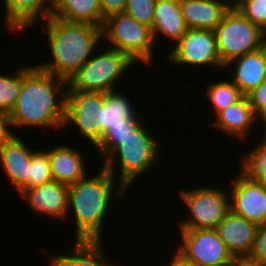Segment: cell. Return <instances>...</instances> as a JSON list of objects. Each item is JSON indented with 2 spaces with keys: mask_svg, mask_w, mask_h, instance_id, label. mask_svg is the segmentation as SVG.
I'll list each match as a JSON object with an SVG mask.
<instances>
[{
  "mask_svg": "<svg viewBox=\"0 0 266 266\" xmlns=\"http://www.w3.org/2000/svg\"><path fill=\"white\" fill-rule=\"evenodd\" d=\"M245 259L266 266V223L259 225L252 249Z\"/></svg>",
  "mask_w": 266,
  "mask_h": 266,
  "instance_id": "32",
  "label": "cell"
},
{
  "mask_svg": "<svg viewBox=\"0 0 266 266\" xmlns=\"http://www.w3.org/2000/svg\"><path fill=\"white\" fill-rule=\"evenodd\" d=\"M175 66H225L221 63L214 31L207 29H187L182 38L175 44L167 56ZM194 65V66H193Z\"/></svg>",
  "mask_w": 266,
  "mask_h": 266,
  "instance_id": "10",
  "label": "cell"
},
{
  "mask_svg": "<svg viewBox=\"0 0 266 266\" xmlns=\"http://www.w3.org/2000/svg\"><path fill=\"white\" fill-rule=\"evenodd\" d=\"M115 179V176L101 167L95 177L85 176L68 186V212L72 210L74 214L76 240L102 241L103 222L114 198L115 201L119 198L121 200L129 192L118 183L115 196Z\"/></svg>",
  "mask_w": 266,
  "mask_h": 266,
  "instance_id": "3",
  "label": "cell"
},
{
  "mask_svg": "<svg viewBox=\"0 0 266 266\" xmlns=\"http://www.w3.org/2000/svg\"><path fill=\"white\" fill-rule=\"evenodd\" d=\"M258 121L248 97L243 96L239 101L215 115L213 125L227 135L245 140L248 137L246 135L251 134L253 125Z\"/></svg>",
  "mask_w": 266,
  "mask_h": 266,
  "instance_id": "20",
  "label": "cell"
},
{
  "mask_svg": "<svg viewBox=\"0 0 266 266\" xmlns=\"http://www.w3.org/2000/svg\"><path fill=\"white\" fill-rule=\"evenodd\" d=\"M142 119H124L119 118V122L110 125L103 133V138L95 146L96 151L102 155L104 159L119 145V140L124 139L133 132L140 124Z\"/></svg>",
  "mask_w": 266,
  "mask_h": 266,
  "instance_id": "26",
  "label": "cell"
},
{
  "mask_svg": "<svg viewBox=\"0 0 266 266\" xmlns=\"http://www.w3.org/2000/svg\"><path fill=\"white\" fill-rule=\"evenodd\" d=\"M258 145V146H257ZM253 150L241 156V172L251 180L256 182H266V134L261 143L257 144Z\"/></svg>",
  "mask_w": 266,
  "mask_h": 266,
  "instance_id": "27",
  "label": "cell"
},
{
  "mask_svg": "<svg viewBox=\"0 0 266 266\" xmlns=\"http://www.w3.org/2000/svg\"><path fill=\"white\" fill-rule=\"evenodd\" d=\"M105 99L106 93L103 92L67 93L63 128L74 124L81 136L95 147L103 138V131L97 123L96 113L103 106Z\"/></svg>",
  "mask_w": 266,
  "mask_h": 266,
  "instance_id": "11",
  "label": "cell"
},
{
  "mask_svg": "<svg viewBox=\"0 0 266 266\" xmlns=\"http://www.w3.org/2000/svg\"><path fill=\"white\" fill-rule=\"evenodd\" d=\"M178 250L197 266L229 265L236 258L214 229L178 230Z\"/></svg>",
  "mask_w": 266,
  "mask_h": 266,
  "instance_id": "9",
  "label": "cell"
},
{
  "mask_svg": "<svg viewBox=\"0 0 266 266\" xmlns=\"http://www.w3.org/2000/svg\"><path fill=\"white\" fill-rule=\"evenodd\" d=\"M103 40L111 48L127 54L134 62L151 64L154 57V40L151 28L125 12L109 15L103 24Z\"/></svg>",
  "mask_w": 266,
  "mask_h": 266,
  "instance_id": "6",
  "label": "cell"
},
{
  "mask_svg": "<svg viewBox=\"0 0 266 266\" xmlns=\"http://www.w3.org/2000/svg\"><path fill=\"white\" fill-rule=\"evenodd\" d=\"M214 33L220 60L224 66L233 59L266 45V33L236 8L230 9Z\"/></svg>",
  "mask_w": 266,
  "mask_h": 266,
  "instance_id": "7",
  "label": "cell"
},
{
  "mask_svg": "<svg viewBox=\"0 0 266 266\" xmlns=\"http://www.w3.org/2000/svg\"><path fill=\"white\" fill-rule=\"evenodd\" d=\"M243 0H228L230 6L232 8H235L239 3H241Z\"/></svg>",
  "mask_w": 266,
  "mask_h": 266,
  "instance_id": "39",
  "label": "cell"
},
{
  "mask_svg": "<svg viewBox=\"0 0 266 266\" xmlns=\"http://www.w3.org/2000/svg\"><path fill=\"white\" fill-rule=\"evenodd\" d=\"M136 112L127 95L119 91H110L106 93V99L103 106L96 113L97 123L100 125L103 133L110 125L119 122V118L124 119H143Z\"/></svg>",
  "mask_w": 266,
  "mask_h": 266,
  "instance_id": "23",
  "label": "cell"
},
{
  "mask_svg": "<svg viewBox=\"0 0 266 266\" xmlns=\"http://www.w3.org/2000/svg\"><path fill=\"white\" fill-rule=\"evenodd\" d=\"M171 258L168 266H197L178 249L174 252V255Z\"/></svg>",
  "mask_w": 266,
  "mask_h": 266,
  "instance_id": "36",
  "label": "cell"
},
{
  "mask_svg": "<svg viewBox=\"0 0 266 266\" xmlns=\"http://www.w3.org/2000/svg\"><path fill=\"white\" fill-rule=\"evenodd\" d=\"M213 266H229V265H213Z\"/></svg>",
  "mask_w": 266,
  "mask_h": 266,
  "instance_id": "41",
  "label": "cell"
},
{
  "mask_svg": "<svg viewBox=\"0 0 266 266\" xmlns=\"http://www.w3.org/2000/svg\"><path fill=\"white\" fill-rule=\"evenodd\" d=\"M231 180L230 207L234 214L257 223H266V184L240 173Z\"/></svg>",
  "mask_w": 266,
  "mask_h": 266,
  "instance_id": "12",
  "label": "cell"
},
{
  "mask_svg": "<svg viewBox=\"0 0 266 266\" xmlns=\"http://www.w3.org/2000/svg\"><path fill=\"white\" fill-rule=\"evenodd\" d=\"M82 154L80 150L71 148L68 144L49 149L48 158L53 180L69 186L84 178L87 172Z\"/></svg>",
  "mask_w": 266,
  "mask_h": 266,
  "instance_id": "19",
  "label": "cell"
},
{
  "mask_svg": "<svg viewBox=\"0 0 266 266\" xmlns=\"http://www.w3.org/2000/svg\"><path fill=\"white\" fill-rule=\"evenodd\" d=\"M67 92L66 79L43 71L36 64L23 66L20 94L9 113L11 127L61 130L66 117Z\"/></svg>",
  "mask_w": 266,
  "mask_h": 266,
  "instance_id": "1",
  "label": "cell"
},
{
  "mask_svg": "<svg viewBox=\"0 0 266 266\" xmlns=\"http://www.w3.org/2000/svg\"><path fill=\"white\" fill-rule=\"evenodd\" d=\"M22 86V68L10 75L0 73V110L10 113L16 105Z\"/></svg>",
  "mask_w": 266,
  "mask_h": 266,
  "instance_id": "28",
  "label": "cell"
},
{
  "mask_svg": "<svg viewBox=\"0 0 266 266\" xmlns=\"http://www.w3.org/2000/svg\"><path fill=\"white\" fill-rule=\"evenodd\" d=\"M49 266H70V254H59L51 256Z\"/></svg>",
  "mask_w": 266,
  "mask_h": 266,
  "instance_id": "37",
  "label": "cell"
},
{
  "mask_svg": "<svg viewBox=\"0 0 266 266\" xmlns=\"http://www.w3.org/2000/svg\"><path fill=\"white\" fill-rule=\"evenodd\" d=\"M19 135L0 145V167L18 194L28 188L29 166L34 152Z\"/></svg>",
  "mask_w": 266,
  "mask_h": 266,
  "instance_id": "14",
  "label": "cell"
},
{
  "mask_svg": "<svg viewBox=\"0 0 266 266\" xmlns=\"http://www.w3.org/2000/svg\"><path fill=\"white\" fill-rule=\"evenodd\" d=\"M51 16L68 22L88 23L102 28L100 0H53Z\"/></svg>",
  "mask_w": 266,
  "mask_h": 266,
  "instance_id": "22",
  "label": "cell"
},
{
  "mask_svg": "<svg viewBox=\"0 0 266 266\" xmlns=\"http://www.w3.org/2000/svg\"><path fill=\"white\" fill-rule=\"evenodd\" d=\"M102 16L106 19L109 15L125 11L127 0H100Z\"/></svg>",
  "mask_w": 266,
  "mask_h": 266,
  "instance_id": "34",
  "label": "cell"
},
{
  "mask_svg": "<svg viewBox=\"0 0 266 266\" xmlns=\"http://www.w3.org/2000/svg\"><path fill=\"white\" fill-rule=\"evenodd\" d=\"M5 25L10 32L26 31L51 16L53 0H4ZM34 24V25H33Z\"/></svg>",
  "mask_w": 266,
  "mask_h": 266,
  "instance_id": "17",
  "label": "cell"
},
{
  "mask_svg": "<svg viewBox=\"0 0 266 266\" xmlns=\"http://www.w3.org/2000/svg\"><path fill=\"white\" fill-rule=\"evenodd\" d=\"M205 95L212 104L216 115L244 96L239 88L231 80L228 82L227 79L208 84Z\"/></svg>",
  "mask_w": 266,
  "mask_h": 266,
  "instance_id": "25",
  "label": "cell"
},
{
  "mask_svg": "<svg viewBox=\"0 0 266 266\" xmlns=\"http://www.w3.org/2000/svg\"><path fill=\"white\" fill-rule=\"evenodd\" d=\"M229 266H259L253 262L246 260L245 258L242 259H235Z\"/></svg>",
  "mask_w": 266,
  "mask_h": 266,
  "instance_id": "38",
  "label": "cell"
},
{
  "mask_svg": "<svg viewBox=\"0 0 266 266\" xmlns=\"http://www.w3.org/2000/svg\"><path fill=\"white\" fill-rule=\"evenodd\" d=\"M159 143V144H158ZM161 148L160 142L156 137L150 134V131L142 122L133 132H131L124 139L119 140V145L103 159L102 166L113 176L117 173L115 171V162L120 160V177L119 183L127 190L133 186L135 180L139 176L145 174L151 166L156 165L160 161L159 151ZM115 165V167H114Z\"/></svg>",
  "mask_w": 266,
  "mask_h": 266,
  "instance_id": "4",
  "label": "cell"
},
{
  "mask_svg": "<svg viewBox=\"0 0 266 266\" xmlns=\"http://www.w3.org/2000/svg\"><path fill=\"white\" fill-rule=\"evenodd\" d=\"M19 195L25 199L32 212L51 219L65 220L68 212V185L56 180L22 190ZM68 214V216H67Z\"/></svg>",
  "mask_w": 266,
  "mask_h": 266,
  "instance_id": "13",
  "label": "cell"
},
{
  "mask_svg": "<svg viewBox=\"0 0 266 266\" xmlns=\"http://www.w3.org/2000/svg\"><path fill=\"white\" fill-rule=\"evenodd\" d=\"M258 227L257 223L230 211L215 229L231 254L242 259L249 255Z\"/></svg>",
  "mask_w": 266,
  "mask_h": 266,
  "instance_id": "15",
  "label": "cell"
},
{
  "mask_svg": "<svg viewBox=\"0 0 266 266\" xmlns=\"http://www.w3.org/2000/svg\"><path fill=\"white\" fill-rule=\"evenodd\" d=\"M156 0H127L125 13L151 28Z\"/></svg>",
  "mask_w": 266,
  "mask_h": 266,
  "instance_id": "31",
  "label": "cell"
},
{
  "mask_svg": "<svg viewBox=\"0 0 266 266\" xmlns=\"http://www.w3.org/2000/svg\"><path fill=\"white\" fill-rule=\"evenodd\" d=\"M70 254V266H114L104 258L101 241L76 240Z\"/></svg>",
  "mask_w": 266,
  "mask_h": 266,
  "instance_id": "24",
  "label": "cell"
},
{
  "mask_svg": "<svg viewBox=\"0 0 266 266\" xmlns=\"http://www.w3.org/2000/svg\"><path fill=\"white\" fill-rule=\"evenodd\" d=\"M235 8L266 33V0H243Z\"/></svg>",
  "mask_w": 266,
  "mask_h": 266,
  "instance_id": "30",
  "label": "cell"
},
{
  "mask_svg": "<svg viewBox=\"0 0 266 266\" xmlns=\"http://www.w3.org/2000/svg\"><path fill=\"white\" fill-rule=\"evenodd\" d=\"M180 6L188 29L212 31L232 8L228 0H183Z\"/></svg>",
  "mask_w": 266,
  "mask_h": 266,
  "instance_id": "18",
  "label": "cell"
},
{
  "mask_svg": "<svg viewBox=\"0 0 266 266\" xmlns=\"http://www.w3.org/2000/svg\"><path fill=\"white\" fill-rule=\"evenodd\" d=\"M165 1H170V2H175V3L180 4L183 0H165Z\"/></svg>",
  "mask_w": 266,
  "mask_h": 266,
  "instance_id": "40",
  "label": "cell"
},
{
  "mask_svg": "<svg viewBox=\"0 0 266 266\" xmlns=\"http://www.w3.org/2000/svg\"><path fill=\"white\" fill-rule=\"evenodd\" d=\"M52 179L48 150H34L29 166L28 188L44 184Z\"/></svg>",
  "mask_w": 266,
  "mask_h": 266,
  "instance_id": "29",
  "label": "cell"
},
{
  "mask_svg": "<svg viewBox=\"0 0 266 266\" xmlns=\"http://www.w3.org/2000/svg\"><path fill=\"white\" fill-rule=\"evenodd\" d=\"M103 51L92 56L66 79L67 93L115 91V83L135 62L127 54L109 46Z\"/></svg>",
  "mask_w": 266,
  "mask_h": 266,
  "instance_id": "5",
  "label": "cell"
},
{
  "mask_svg": "<svg viewBox=\"0 0 266 266\" xmlns=\"http://www.w3.org/2000/svg\"><path fill=\"white\" fill-rule=\"evenodd\" d=\"M250 105L263 125H266V79L247 95Z\"/></svg>",
  "mask_w": 266,
  "mask_h": 266,
  "instance_id": "33",
  "label": "cell"
},
{
  "mask_svg": "<svg viewBox=\"0 0 266 266\" xmlns=\"http://www.w3.org/2000/svg\"><path fill=\"white\" fill-rule=\"evenodd\" d=\"M189 210L187 220L178 221L179 230L214 229L231 211L230 194L216 187H196L178 193Z\"/></svg>",
  "mask_w": 266,
  "mask_h": 266,
  "instance_id": "8",
  "label": "cell"
},
{
  "mask_svg": "<svg viewBox=\"0 0 266 266\" xmlns=\"http://www.w3.org/2000/svg\"><path fill=\"white\" fill-rule=\"evenodd\" d=\"M180 4L165 0H156L154 18L151 26L153 40L159 39L162 34L177 43L187 31ZM158 37V38H157Z\"/></svg>",
  "mask_w": 266,
  "mask_h": 266,
  "instance_id": "21",
  "label": "cell"
},
{
  "mask_svg": "<svg viewBox=\"0 0 266 266\" xmlns=\"http://www.w3.org/2000/svg\"><path fill=\"white\" fill-rule=\"evenodd\" d=\"M40 22L48 38L52 60L37 64L45 72L67 79L87 62L103 41L102 28L50 16ZM95 49V50H94Z\"/></svg>",
  "mask_w": 266,
  "mask_h": 266,
  "instance_id": "2",
  "label": "cell"
},
{
  "mask_svg": "<svg viewBox=\"0 0 266 266\" xmlns=\"http://www.w3.org/2000/svg\"><path fill=\"white\" fill-rule=\"evenodd\" d=\"M14 135L17 133L11 130L10 114L0 110V145L10 140Z\"/></svg>",
  "mask_w": 266,
  "mask_h": 266,
  "instance_id": "35",
  "label": "cell"
},
{
  "mask_svg": "<svg viewBox=\"0 0 266 266\" xmlns=\"http://www.w3.org/2000/svg\"><path fill=\"white\" fill-rule=\"evenodd\" d=\"M226 67L233 69L229 79L247 96L266 79V45L233 59Z\"/></svg>",
  "mask_w": 266,
  "mask_h": 266,
  "instance_id": "16",
  "label": "cell"
}]
</instances>
